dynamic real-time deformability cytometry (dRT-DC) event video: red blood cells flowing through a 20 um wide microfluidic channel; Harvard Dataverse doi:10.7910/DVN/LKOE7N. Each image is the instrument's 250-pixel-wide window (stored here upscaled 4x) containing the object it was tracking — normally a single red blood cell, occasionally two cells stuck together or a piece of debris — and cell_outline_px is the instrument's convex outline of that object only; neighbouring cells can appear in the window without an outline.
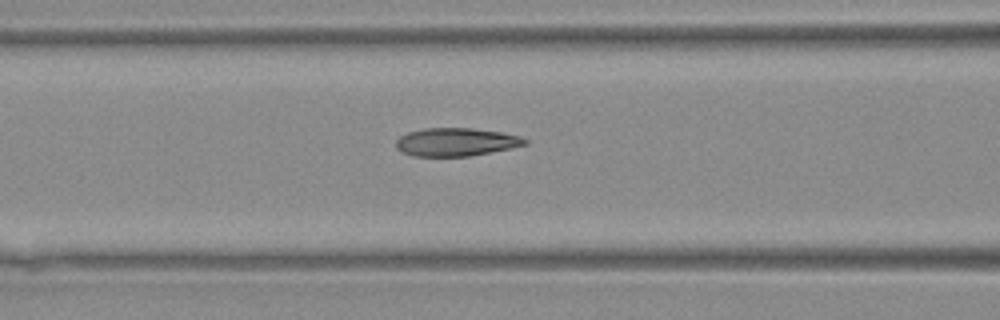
{"species": "Egyptian fruit bat (a non-hibernating species)", "species_latin": "Rousettus aegyptiacus", "temperature_condition": "warm", "stored_images_in_passage": 11, "camera_frame_rate_fps": 3000, "um_per_image_px": 0.085, "animal": {"sex": "female"}, "frame": {"image": 1, "passage_image": 7, "time_ms": 2.0, "image_size_px": [1000, 320], "cell_outline_px": [[528, 144], [468, 156], [412, 156], [400, 152], [396, 148], [396, 140], [400, 136], [408, 132], [424, 128], [472, 128], [500, 132], [520, 136], [528, 140]], "centroid_in_image_um": [38.71, 12.07], "position_along_channel_um": 127.9, "area_um2": 21.04}}
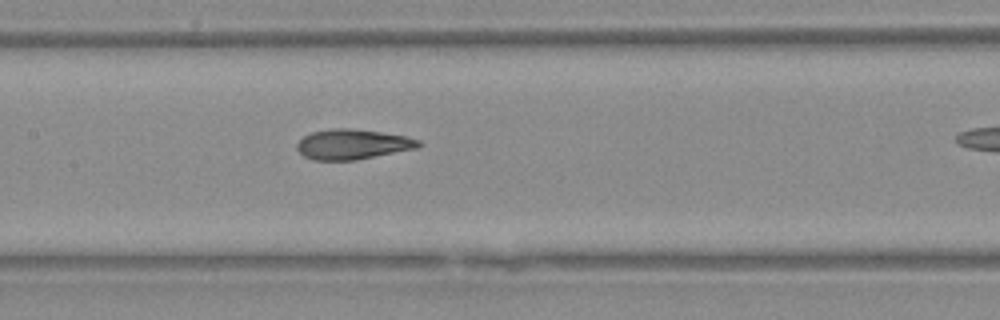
{"frame": {"image": 2, "passage_image": 10, "time_ms": 3.0, "image_size_px": [1000, 320], "cell_outline_px": [[424, 144], [416, 148], [356, 160], [312, 160], [304, 156], [296, 148], [296, 144], [304, 136], [312, 132], [332, 128], [348, 128], [380, 132], [404, 136], [420, 140]], "centroid_in_image_um": [29.96, 12.27], "position_along_channel_um": 177.4, "area_um2": 21.21}}